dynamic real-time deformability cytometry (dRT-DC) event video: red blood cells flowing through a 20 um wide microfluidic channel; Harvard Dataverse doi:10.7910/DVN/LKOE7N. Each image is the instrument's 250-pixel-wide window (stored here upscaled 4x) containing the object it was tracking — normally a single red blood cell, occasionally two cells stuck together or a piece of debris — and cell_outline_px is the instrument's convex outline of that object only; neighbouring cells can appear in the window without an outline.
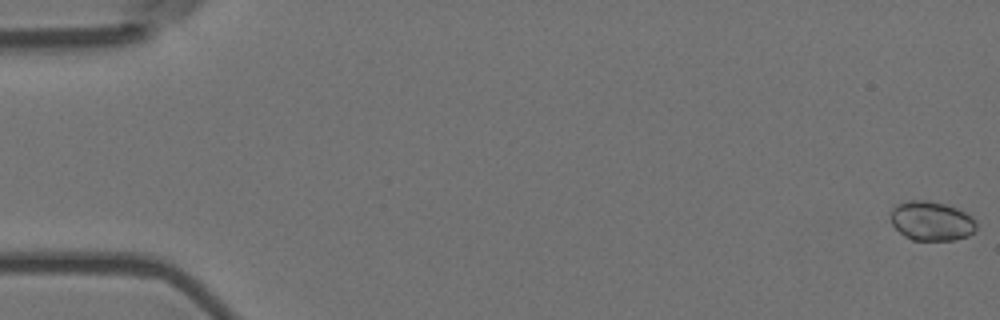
{"species": "Egyptian fruit bat (a non-hibernating species)", "species_latin": "Rousettus aegyptiacus", "temperature_condition": "room temperature", "stored_images_in_passage": 10, "camera_frame_rate_fps": 3000, "um_per_image_px": 0.085, "animal": {"sex": "female"}, "frame": {"image": 1, "passage_image": 1, "time_ms": 0.0, "image_size_px": [1000, 320], "cell_outline_px": [[976, 228], [968, 236], [956, 240], [912, 240], [904, 236], [892, 224], [888, 216], [892, 208], [896, 204], [908, 200], [928, 200], [944, 204], [956, 208], [972, 216], [976, 220]], "centroid_in_image_um": [79.14, 18.78], "position_along_channel_um": 5.9, "area_um2": 19.88}}
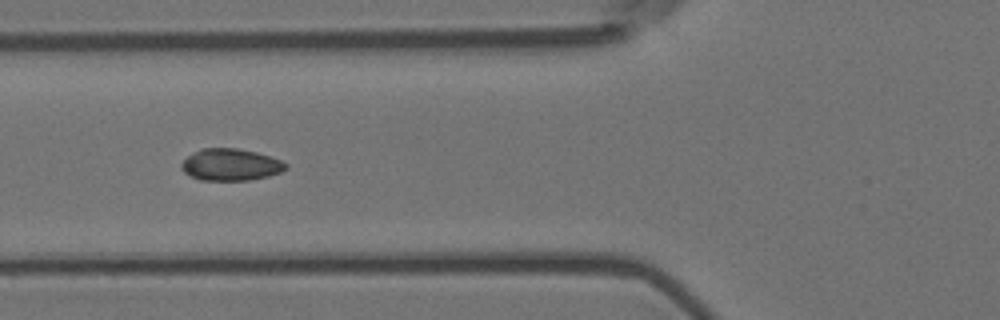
{"frame": {"image": 2, "passage_image": 7, "time_ms": 2.0, "image_size_px": [1000, 320], "cell_outline_px": [[288, 168], [280, 172], [268, 176], [248, 180], [200, 180], [184, 172], [180, 168], [180, 164], [188, 156], [200, 148], [236, 148], [256, 152], [280, 160], [288, 164]], "centroid_in_image_um": [19.59, 13.99], "position_along_channel_um": 106.2, "area_um2": 19.31}}
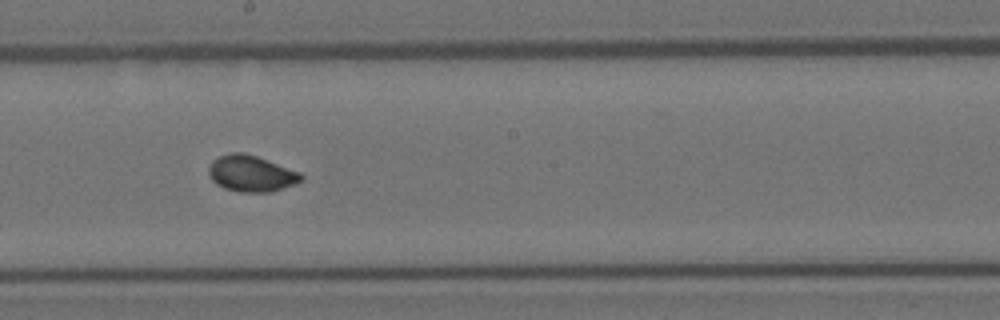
{"frame": {"image": 3, "passage_image": 10, "time_ms": 3.0, "image_size_px": [1000, 320], "cell_outline_px": [[304, 180], [296, 184], [272, 192], [240, 192], [224, 188], [216, 184], [212, 180], [208, 172], [208, 168], [212, 160], [220, 156], [232, 152], [244, 152], [256, 156], [300, 172], [304, 176]], "centroid_in_image_um": [21.37, 14.76], "position_along_channel_um": 226.8, "area_um2": 19.65}}